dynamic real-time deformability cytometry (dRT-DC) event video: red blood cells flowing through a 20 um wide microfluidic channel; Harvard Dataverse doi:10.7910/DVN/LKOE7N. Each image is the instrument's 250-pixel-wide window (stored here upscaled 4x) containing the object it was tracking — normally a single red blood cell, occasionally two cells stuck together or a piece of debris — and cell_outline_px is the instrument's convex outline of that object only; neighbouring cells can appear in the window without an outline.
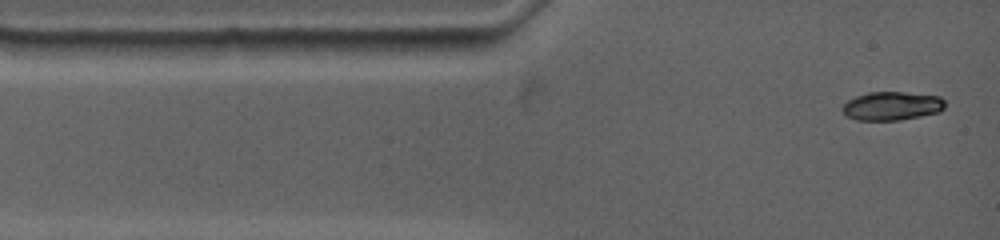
{"species": "common noctule bat (a hibernating species)", "species_latin": "Nyctalus noctula", "temperature_condition": "warm", "stored_images_in_passage": 29, "camera_frame_rate_fps": 4500, "um_per_image_px": 0.085, "animal": {"sex": "female", "body_mass_g": 19.0, "forearm_length_mm": 53.3}, "frame": {"image": 1, "passage_image": 1, "time_ms": 0.0, "image_size_px": [1000, 240], "cell_outline_px": [[944, 108], [940, 112], [900, 120], [856, 120], [844, 116], [840, 108], [848, 100], [856, 96], [868, 92], [904, 92], [940, 96], [944, 100]], "centroid_in_image_um": [75.77, 9.01], "position_along_channel_um": 9.2, "area_um2": 17.28}}
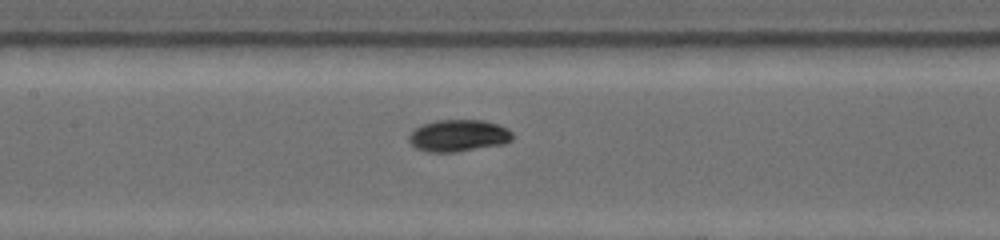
{"frame": {"image": 2, "passage_image": 13, "time_ms": 5.333, "image_size_px": [1000, 240], "cell_outline_px": [[512, 140], [504, 144], [456, 152], [424, 152], [416, 148], [408, 140], [408, 136], [416, 128], [424, 124], [436, 120], [484, 120], [508, 128], [512, 132]], "centroid_in_image_um": [38.97, 11.53], "position_along_channel_um": 168.4, "area_um2": 19.31}}
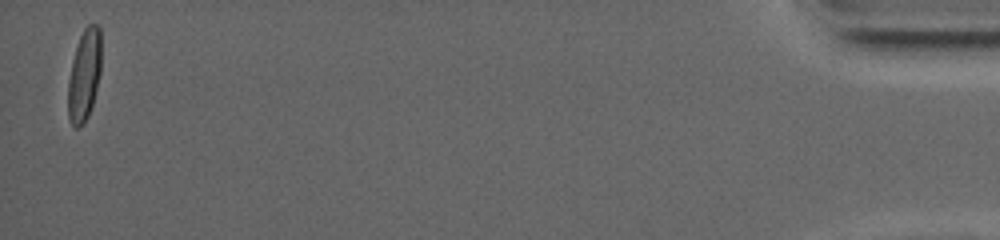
{"frame": {"image": 3, "passage_image": 28, "time_ms": 16.667, "image_size_px": [1000, 240], "cell_outline_px": [[100, 72], [92, 104], [88, 116], [76, 128], [68, 120], [68, 80], [72, 60], [80, 36], [84, 28], [88, 24], [96, 24], [100, 28]], "centroid_in_image_um": [7.15, 6.36], "position_along_channel_um": 428.1, "area_um2": 17.4}, "authors_computed_cell_mechanics": {"area_um2": 18.0336, "velocity_mm_per_s": 3.6752, "shape_relaxation_time_tau1_ms": 2.8013, "shape_relaxation_time_tau2_ms": null, "deformation_change_tau1": 0.1546, "deformation_change_tau2": null}}